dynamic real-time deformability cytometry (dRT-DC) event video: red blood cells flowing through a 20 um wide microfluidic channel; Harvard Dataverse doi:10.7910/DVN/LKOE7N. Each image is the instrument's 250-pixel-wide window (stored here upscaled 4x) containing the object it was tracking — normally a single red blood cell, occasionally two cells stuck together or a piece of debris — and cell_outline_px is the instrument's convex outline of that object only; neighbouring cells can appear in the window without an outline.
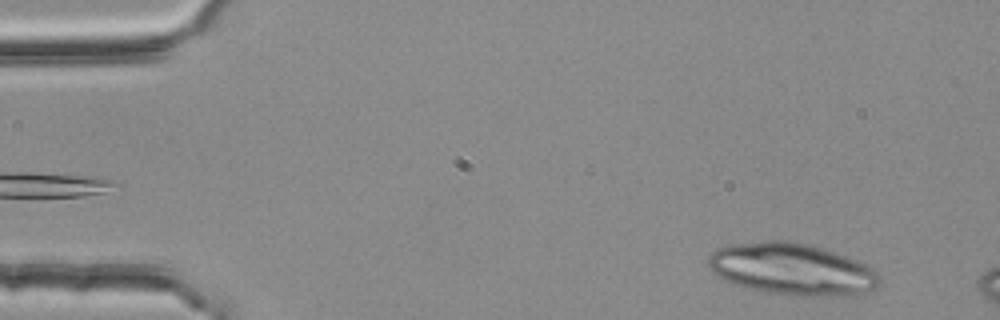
{"species": "common noctule bat (a hibernating species)", "species_latin": "Nyctalus noctula", "temperature_condition": "room temperature", "stored_images_in_passage": 3, "segment_of_instrument_passage": [2, 2], "camera_frame_rate_fps": 3000, "um_per_image_px": 0.085, "animal": {"sex": "female", "body_mass_g": 25.1}, "frame": {"image": 1, "passage_image": 3, "time_ms": 0.667, "image_size_px": [1000, 320], "cell_outline_px": [[880, 280], [868, 292], [852, 296], [804, 296], [764, 292], [732, 284], [724, 280], [712, 272], [708, 264], [708, 256], [716, 248], [728, 244], [764, 240], [788, 240], [824, 248], [836, 252], [856, 260], [872, 268], [880, 276]], "centroid_in_image_um": [67.28, 22.87], "position_along_channel_um": 17.7, "area_um2": 52.14}}